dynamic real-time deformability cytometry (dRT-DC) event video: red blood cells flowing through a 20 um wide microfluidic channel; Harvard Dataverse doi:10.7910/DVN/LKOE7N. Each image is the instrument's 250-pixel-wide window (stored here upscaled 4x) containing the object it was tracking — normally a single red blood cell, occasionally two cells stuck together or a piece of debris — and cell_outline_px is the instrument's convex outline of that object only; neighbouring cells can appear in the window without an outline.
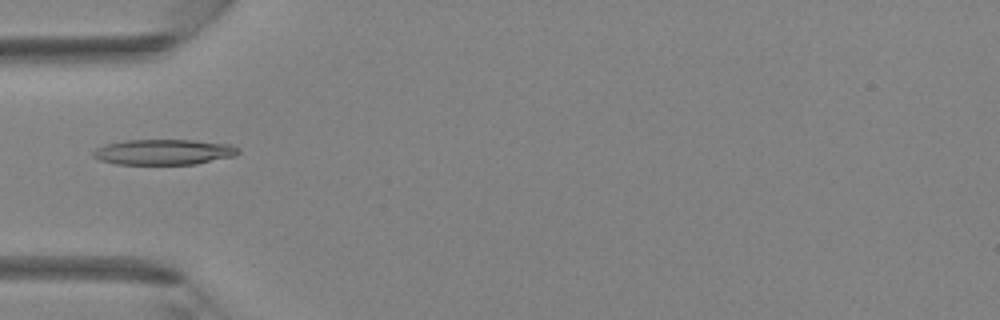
{"species": "Egyptian fruit bat (a non-hibernating species)", "species_latin": "Rousettus aegyptiacus", "temperature_condition": "room temperature", "stored_images_in_passage": 43, "camera_frame_rate_fps": 3000, "um_per_image_px": 0.085, "animal": {"sex": "female"}, "frame": {"image": 1, "passage_image": 14, "time_ms": 4.333, "image_size_px": [1000, 320], "cell_outline_px": [[240, 152], [236, 156], [196, 164], [116, 164], [100, 160], [92, 156], [92, 152], [96, 148], [104, 144], [124, 140], [192, 140], [232, 144], [240, 148]], "centroid_in_image_um": [13.94, 12.92], "position_along_channel_um": 71.1, "area_um2": 21.79}}
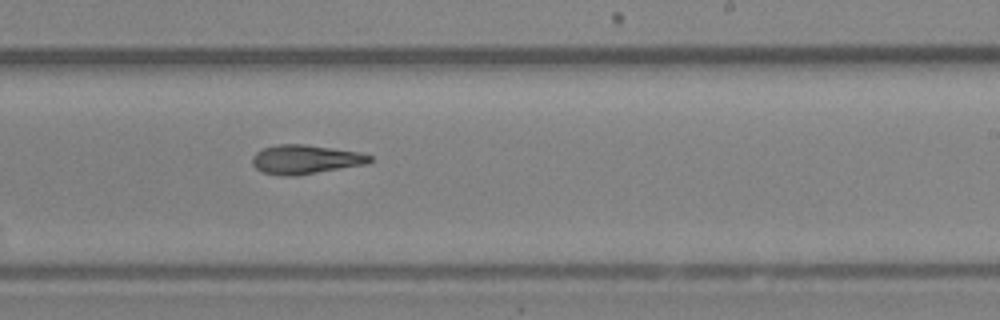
{"frame": {"image": 2, "passage_image": 26, "time_ms": 8.333, "image_size_px": [1000, 320], "cell_outline_px": [[372, 160], [368, 164], [296, 176], [280, 176], [260, 172], [252, 164], [252, 156], [256, 152], [264, 148], [276, 144], [304, 144], [360, 152], [372, 156]], "centroid_in_image_um": [25.95, 13.56], "position_along_channel_um": 263.1, "area_um2": 20.17}}
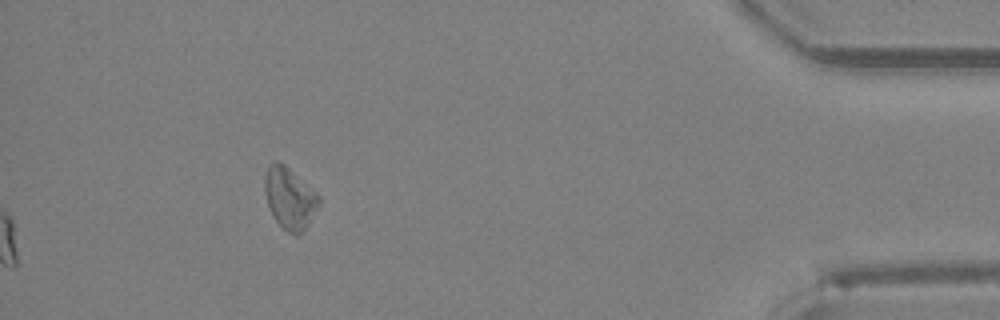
{"frame": {"image": 3, "passage_image": 43, "time_ms": 14.0, "image_size_px": [1000, 320], "cell_outline_px": [[320, 204], [308, 224], [296, 236], [288, 232], [272, 216], [264, 192], [264, 176], [268, 164], [276, 160], [284, 164], [316, 192], [320, 196]], "centroid_in_image_um": [24.6, 16.82], "position_along_channel_um": 410.6, "area_um2": 19.31}}